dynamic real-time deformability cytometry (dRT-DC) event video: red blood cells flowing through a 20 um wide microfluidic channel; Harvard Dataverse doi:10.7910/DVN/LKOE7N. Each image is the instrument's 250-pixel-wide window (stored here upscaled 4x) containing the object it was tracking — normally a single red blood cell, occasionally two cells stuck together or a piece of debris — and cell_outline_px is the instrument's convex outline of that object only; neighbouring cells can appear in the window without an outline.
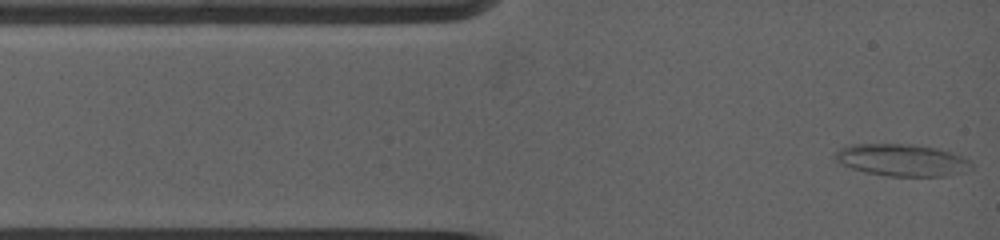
{"species": "common noctule bat (a hibernating species)", "species_latin": "Nyctalus noctula", "temperature_condition": "warm", "stored_images_in_passage": 13, "camera_frame_rate_fps": 5000, "um_per_image_px": 0.085, "animal": {"sex": "female", "body_mass_g": 19.0, "forearm_length_mm": 53.3}, "frame": {"image": 1, "passage_image": 1, "time_ms": 0.0, "image_size_px": [1000, 240], "cell_outline_px": [[972, 168], [964, 172], [944, 176], [888, 176], [864, 172], [852, 168], [836, 160], [832, 156], [840, 148], [852, 144], [912, 144], [936, 148], [964, 156], [972, 164]], "centroid_in_image_um": [76.67, 13.6], "position_along_channel_um": 8.3, "area_um2": 25.43}}
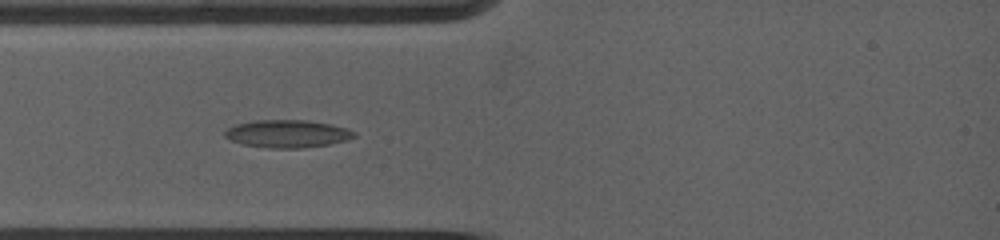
{"frame": {"image": 2, "passage_image": 12, "time_ms": 2.6, "image_size_px": [1000, 240], "cell_outline_px": [[356, 136], [348, 140], [328, 144], [300, 148], [268, 148], [244, 144], [232, 140], [224, 136], [224, 132], [228, 128], [236, 124], [256, 120], [308, 120], [348, 128], [356, 132]], "centroid_in_image_um": [24.45, 11.36], "position_along_channel_um": 60.5, "area_um2": 20.75}}